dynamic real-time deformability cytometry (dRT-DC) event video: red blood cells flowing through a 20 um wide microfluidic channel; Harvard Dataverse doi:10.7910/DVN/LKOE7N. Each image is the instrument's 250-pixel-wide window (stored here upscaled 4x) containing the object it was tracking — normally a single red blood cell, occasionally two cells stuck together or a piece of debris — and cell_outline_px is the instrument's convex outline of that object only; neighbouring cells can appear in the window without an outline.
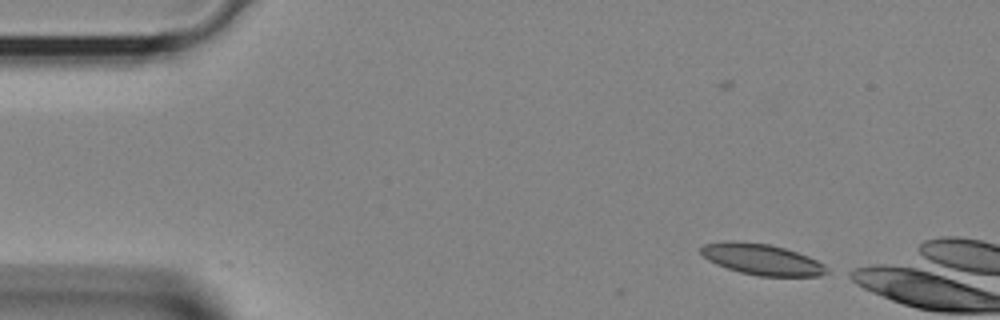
{"species": "Egyptian fruit bat (a non-hibernating species)", "species_latin": "Rousettus aegyptiacus", "temperature_condition": "room temperature", "stored_images_in_passage": 3, "camera_frame_rate_fps": 3000, "um_per_image_px": 0.085, "animal": {"sex": "female"}, "frame": {"image": 1, "passage_image": 1, "time_ms": 0.0, "image_size_px": [1000, 320], "cell_outline_px": [[828, 272], [820, 276], [760, 276], [740, 272], [716, 264], [708, 260], [700, 252], [700, 248], [704, 244], [728, 240], [768, 244], [784, 248], [808, 256], [824, 264], [828, 268]], "centroid_in_image_um": [64.75, 22.05], "position_along_channel_um": 20.2, "area_um2": 22.6}}